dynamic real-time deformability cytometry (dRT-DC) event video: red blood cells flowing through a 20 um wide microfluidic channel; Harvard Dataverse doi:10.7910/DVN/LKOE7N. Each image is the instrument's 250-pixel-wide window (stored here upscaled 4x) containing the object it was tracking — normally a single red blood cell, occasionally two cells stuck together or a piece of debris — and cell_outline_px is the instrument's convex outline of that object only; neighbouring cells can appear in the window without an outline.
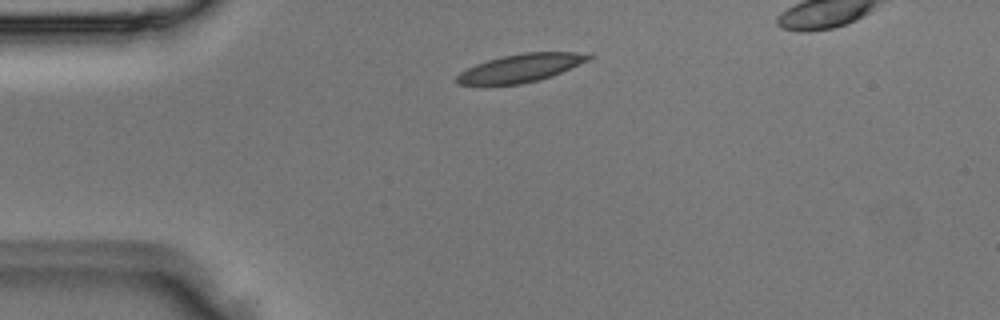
{"species": "Egyptian fruit bat (a non-hibernating species)", "species_latin": "Rousettus aegyptiacus", "temperature_condition": "room temperature", "stored_images_in_passage": 2, "camera_frame_rate_fps": 3000, "um_per_image_px": 0.085, "animal": {"sex": "male"}, "frame": {"image": 1, "passage_image": 1, "time_ms": 0.0, "image_size_px": [1000, 320], "cell_outline_px": [[596, 56], [588, 60], [552, 76], [520, 84], [456, 84], [456, 76], [460, 72], [476, 64], [500, 56], [524, 52], [576, 52]], "centroid_in_image_um": [44.25, 5.76], "position_along_channel_um": 40.7, "area_um2": 21.27}}